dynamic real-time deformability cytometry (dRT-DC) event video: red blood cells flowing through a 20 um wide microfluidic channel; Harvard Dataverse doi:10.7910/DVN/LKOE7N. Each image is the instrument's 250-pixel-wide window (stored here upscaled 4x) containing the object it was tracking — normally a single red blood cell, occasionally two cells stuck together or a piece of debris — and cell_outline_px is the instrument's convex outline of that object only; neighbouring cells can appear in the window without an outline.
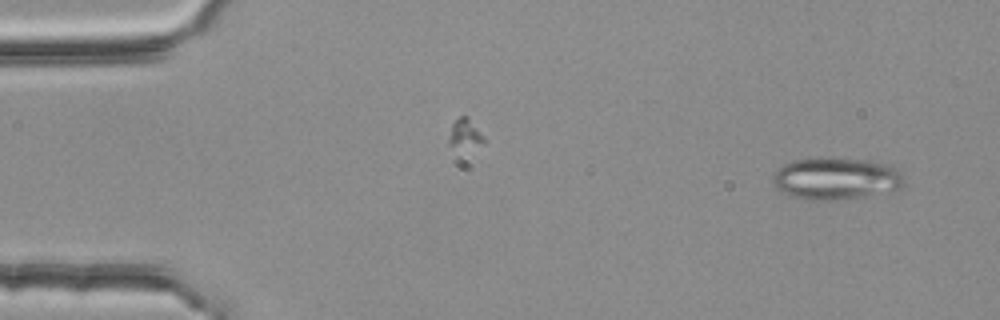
{"species": "common noctule bat (a hibernating species)", "species_latin": "Nyctalus noctula", "temperature_condition": "room temperature", "stored_images_in_passage": 3, "camera_frame_rate_fps": 3000, "um_per_image_px": 0.085, "animal": {"sex": "female", "body_mass_g": 25.1}, "frame": {"image": 1, "passage_image": 3, "time_ms": 0.667, "image_size_px": [1000, 320], "cell_outline_px": [[904, 184], [900, 188], [864, 196], [844, 200], [816, 200], [796, 196], [780, 188], [772, 180], [772, 176], [784, 164], [796, 160], [828, 156], [832, 156], [872, 160], [888, 164], [896, 168], [900, 172], [904, 180]], "centroid_in_image_um": [71.14, 15.13], "position_along_channel_um": 13.9, "area_um2": 32.02}}